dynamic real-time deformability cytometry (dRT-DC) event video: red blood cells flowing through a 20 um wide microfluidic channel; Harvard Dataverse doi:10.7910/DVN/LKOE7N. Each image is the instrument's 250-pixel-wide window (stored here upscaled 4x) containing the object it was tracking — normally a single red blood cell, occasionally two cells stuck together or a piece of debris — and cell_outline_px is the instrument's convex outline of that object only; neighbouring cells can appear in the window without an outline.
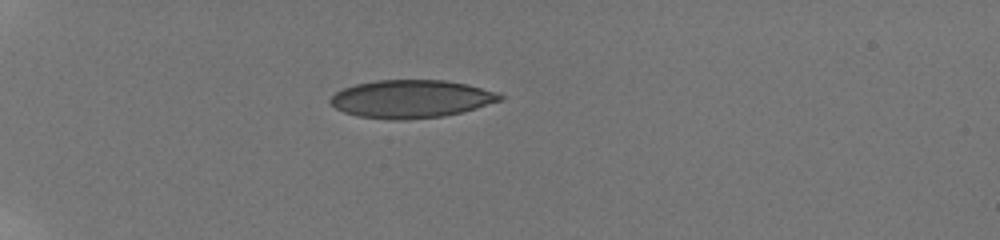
{"species": "human", "species_latin": "Homo sapiens", "temperature_condition": "room temperature", "stored_images_in_passage": 22, "camera_frame_rate_fps": 3000, "um_per_image_px": 0.085, "donor": {"sex": "male"}, "frame": {"image": 1, "passage_image": 1, "time_ms": 0.0, "image_size_px": [1000, 240], "cell_outline_px": [[504, 96], [500, 100], [476, 108], [444, 116], [404, 120], [392, 120], [356, 116], [344, 112], [336, 108], [328, 100], [336, 92], [344, 88], [356, 84], [376, 80], [444, 80], [468, 84], [500, 92]], "centroid_in_image_um": [34.96, 8.41], "position_along_channel_um": 50.0, "area_um2": 37.57}}
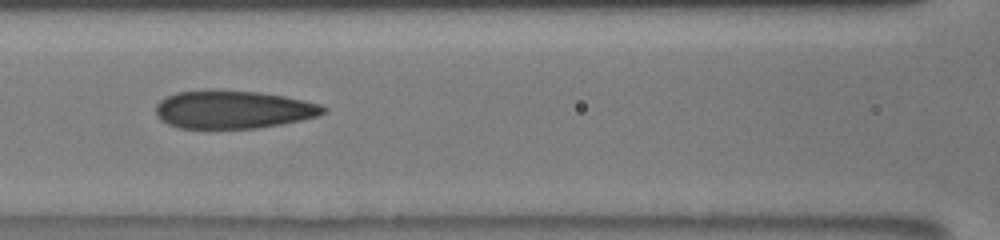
{"frame": {"image": 2, "passage_image": 12, "time_ms": 3.667, "image_size_px": [1000, 240], "cell_outline_px": [[328, 112], [320, 116], [280, 124], [256, 128], [180, 128], [168, 124], [160, 120], [156, 112], [156, 104], [164, 96], [176, 92], [256, 92], [284, 96], [304, 100], [320, 104], [328, 108]], "centroid_in_image_um": [19.86, 9.34], "position_along_channel_um": 146.7, "area_um2": 36.53}}
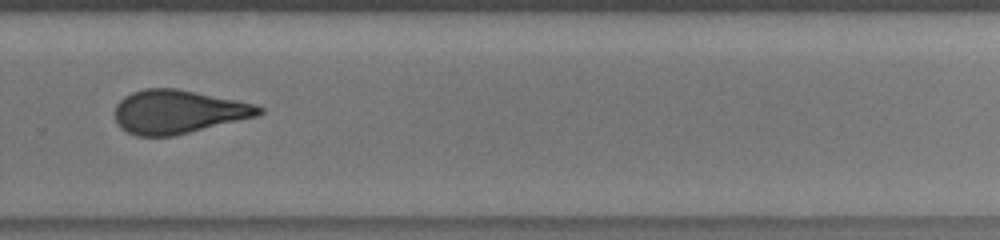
{"frame": {"image": 3, "passage_image": 20, "time_ms": 8.0, "image_size_px": [1000, 240], "cell_outline_px": [[264, 112], [260, 116], [172, 136], [136, 136], [120, 128], [116, 120], [116, 104], [124, 96], [132, 92], [144, 88], [176, 88], [256, 104], [264, 108]], "centroid_in_image_um": [15.17, 9.5], "position_along_channel_um": 314.6, "area_um2": 36.65}}